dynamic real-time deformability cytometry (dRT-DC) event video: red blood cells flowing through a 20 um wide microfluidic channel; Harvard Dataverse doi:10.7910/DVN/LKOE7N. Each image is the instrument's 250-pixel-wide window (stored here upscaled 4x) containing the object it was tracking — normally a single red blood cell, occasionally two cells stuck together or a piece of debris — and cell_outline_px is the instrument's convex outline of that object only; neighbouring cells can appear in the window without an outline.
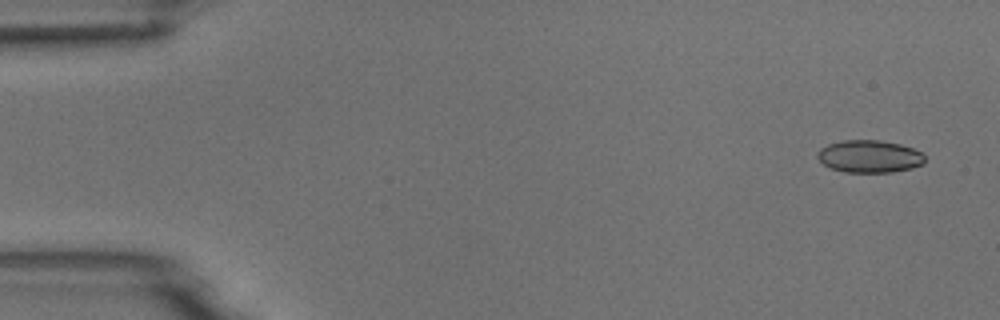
{"species": "common noctule bat (a hibernating species)", "species_latin": "Nyctalus noctula", "temperature_condition": "room temperature", "stored_images_in_passage": 54, "camera_frame_rate_fps": 3000, "um_per_image_px": 0.085, "animal": {"sex": "male", "body_mass_g": 18.8}, "frame": {"image": 1, "passage_image": 3, "time_ms": 0.667, "image_size_px": [1000, 320], "cell_outline_px": [[924, 164], [912, 168], [892, 172], [844, 172], [832, 168], [824, 164], [816, 156], [820, 148], [828, 144], [844, 140], [880, 140], [900, 144], [924, 152]], "centroid_in_image_um": [73.93, 13.29], "position_along_channel_um": 11.1, "area_um2": 20.35}}
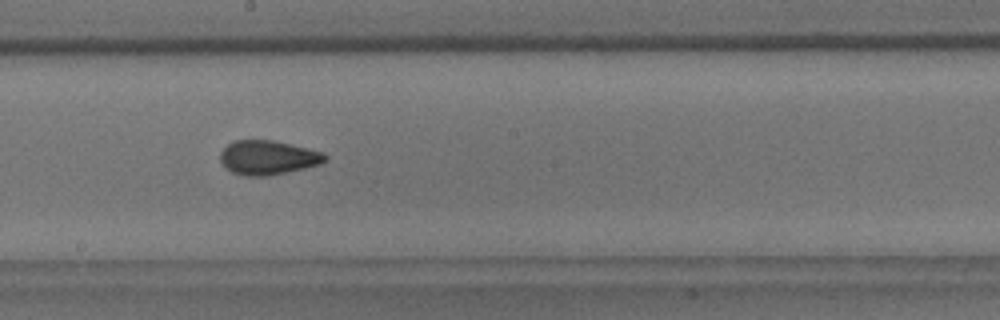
{"frame": {"image": 2, "passage_image": 30, "time_ms": 9.667, "image_size_px": [1000, 320], "cell_outline_px": [[328, 160], [320, 164], [304, 168], [268, 176], [244, 176], [232, 172], [224, 168], [220, 160], [220, 152], [228, 144], [236, 140], [272, 140], [308, 148], [324, 152], [328, 156]], "centroid_in_image_um": [22.77, 13.4], "position_along_channel_um": 225.4, "area_um2": 21.04}}
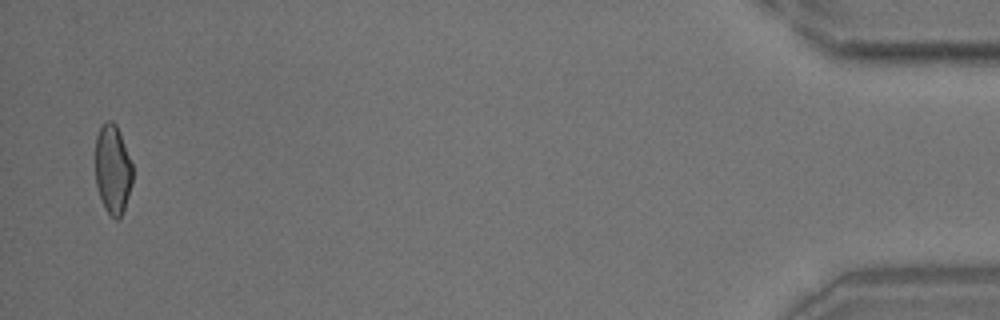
{"frame": {"image": 3, "passage_image": 53, "time_ms": 17.333, "image_size_px": [1000, 320], "cell_outline_px": [[132, 184], [120, 220], [116, 220], [104, 208], [96, 184], [96, 136], [100, 124], [108, 120], [112, 120], [116, 124], [120, 132], [132, 164]], "centroid_in_image_um": [9.58, 14.37], "position_along_channel_um": 425.6, "area_um2": 19.42}, "authors_computed_cell_mechanics": {"area_um2": 20.5768, "velocity_mm_per_s": 3.741, "shape_relaxation_time_tau1_ms": 7.688, "shape_relaxation_time_tau2_ms": 1.518, "deformation_change_tau1": 0.1679, "deformation_change_tau2": 0.072}}